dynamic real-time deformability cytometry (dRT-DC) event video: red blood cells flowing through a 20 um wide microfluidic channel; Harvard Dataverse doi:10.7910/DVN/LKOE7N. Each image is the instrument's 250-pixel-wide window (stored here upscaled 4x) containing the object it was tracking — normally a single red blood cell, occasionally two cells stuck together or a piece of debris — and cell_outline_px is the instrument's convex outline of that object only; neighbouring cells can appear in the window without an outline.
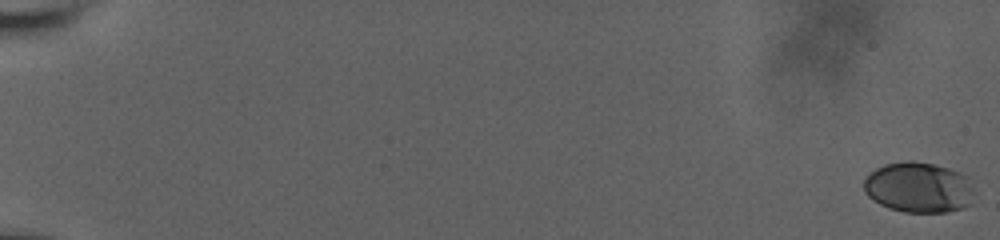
{"species": "human", "species_latin": "Homo sapiens", "temperature_condition": "room temperature", "stored_images_in_passage": 59, "camera_frame_rate_fps": 3000, "um_per_image_px": 0.085, "donor": {"sex": "male"}, "frame": {"image": 1, "passage_image": 1, "time_ms": 0.0, "image_size_px": [1000, 240], "cell_outline_px": [[972, 188], [968, 204], [964, 208], [944, 212], [904, 212], [888, 208], [872, 200], [864, 192], [864, 180], [876, 168], [884, 164], [908, 160], [912, 160], [932, 164], [948, 168], [960, 172], [968, 176]], "centroid_in_image_um": [78.05, 15.92], "position_along_channel_um": 7.0, "area_um2": 32.37}}
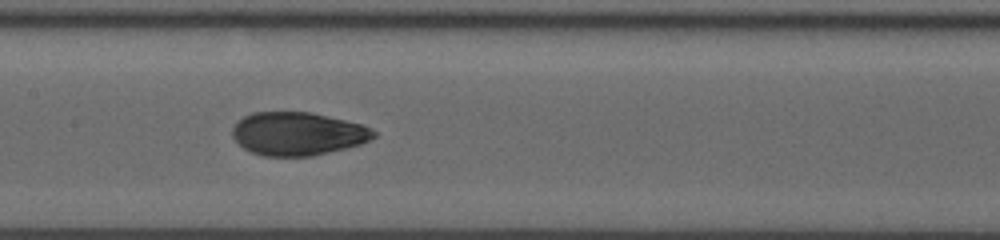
{"frame": {"image": 2, "passage_image": 33, "time_ms": 10.667, "image_size_px": [1000, 240], "cell_outline_px": [[376, 136], [360, 144], [312, 156], [264, 156], [252, 152], [244, 148], [232, 136], [232, 128], [244, 116], [252, 112], [308, 112], [344, 120], [360, 124], [372, 128], [376, 132]], "centroid_in_image_um": [25.29, 11.37], "position_along_channel_um": 182.1, "area_um2": 35.2}}
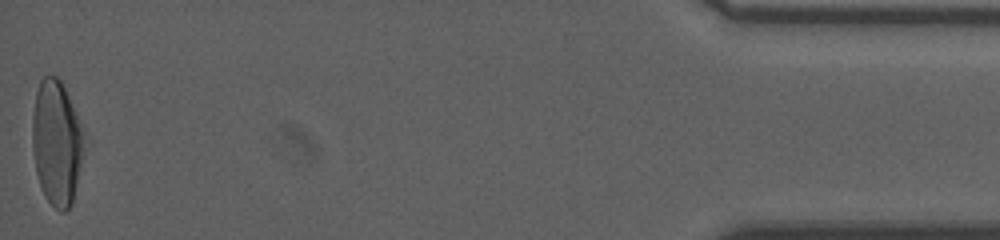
{"frame": {"image": 3, "passage_image": 59, "time_ms": 19.333, "image_size_px": [1000, 240], "cell_outline_px": [[84, 132], [80, 164], [72, 204], [64, 212], [60, 212], [44, 196], [36, 172], [32, 148], [32, 116], [36, 92], [40, 80], [44, 76], [56, 76], [60, 80], [64, 88]], "centroid_in_image_um": [4.78, 12.13], "position_along_channel_um": 430.4, "area_um2": 36.99}, "authors_computed_cell_mechanics": {"area_um2": 34.8534, "velocity_mm_per_s": 3.8331, "shape_relaxation_time_tau1_ms": 9.4505, "shape_relaxation_time_tau2_ms": 1.101, "deformation_change_tau1": 0.2573, "deformation_change_tau2": 0.0575}}